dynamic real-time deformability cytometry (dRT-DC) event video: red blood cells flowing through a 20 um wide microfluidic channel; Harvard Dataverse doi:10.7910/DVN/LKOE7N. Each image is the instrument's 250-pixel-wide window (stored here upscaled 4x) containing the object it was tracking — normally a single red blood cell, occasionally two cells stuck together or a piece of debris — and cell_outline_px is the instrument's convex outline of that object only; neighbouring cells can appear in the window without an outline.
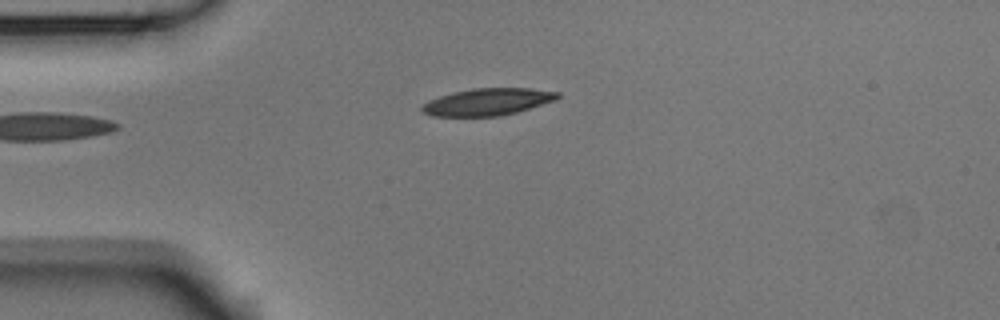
{"species": "Egyptian fruit bat (a non-hibernating species)", "species_latin": "Rousettus aegyptiacus", "temperature_condition": "room temperature", "stored_images_in_passage": 4, "camera_frame_rate_fps": 3000, "um_per_image_px": 0.085, "animal": {"sex": "male"}, "frame": {"image": 1, "passage_image": 4, "time_ms": 1.0, "image_size_px": [1000, 320], "cell_outline_px": [[560, 96], [556, 100], [516, 112], [500, 116], [432, 116], [424, 112], [420, 108], [428, 100], [452, 92], [472, 88], [532, 88], [560, 92]], "centroid_in_image_um": [41.46, 8.65], "position_along_channel_um": 43.5, "area_um2": 21.39}}